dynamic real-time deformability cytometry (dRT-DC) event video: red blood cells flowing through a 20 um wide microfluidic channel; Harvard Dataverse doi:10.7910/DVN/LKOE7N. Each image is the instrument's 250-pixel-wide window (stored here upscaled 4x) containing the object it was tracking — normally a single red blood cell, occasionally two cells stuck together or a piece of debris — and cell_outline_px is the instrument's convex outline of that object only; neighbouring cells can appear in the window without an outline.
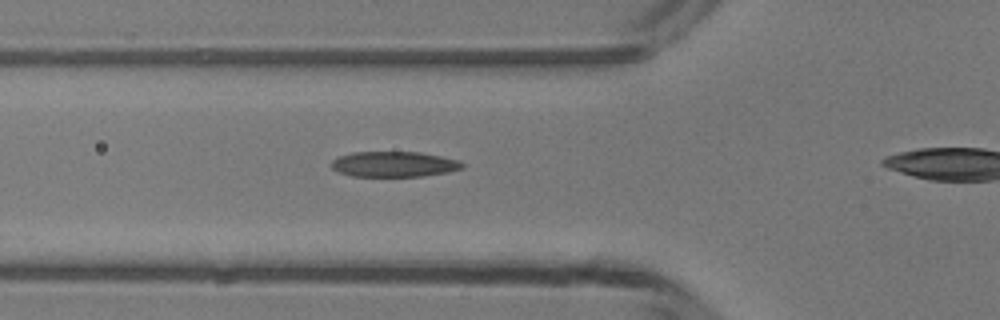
{"species": "common noctule bat (a hibernating species)", "species_latin": "Nyctalus noctula", "temperature_condition": "room temperature", "stored_images_in_passage": 25, "camera_frame_rate_fps": 3000, "um_per_image_px": 0.085, "animal": {"sex": "male", "body_mass_g": 13.3}, "frame": {"image": 1, "passage_image": 2, "time_ms": 0.333, "image_size_px": [1000, 320], "cell_outline_px": [[464, 168], [448, 172], [424, 176], [352, 176], [340, 172], [332, 168], [328, 164], [332, 160], [340, 156], [352, 152], [420, 152], [460, 160], [464, 164]], "centroid_in_image_um": [33.5, 13.95], "position_along_channel_um": 92.3, "area_um2": 19.48}}
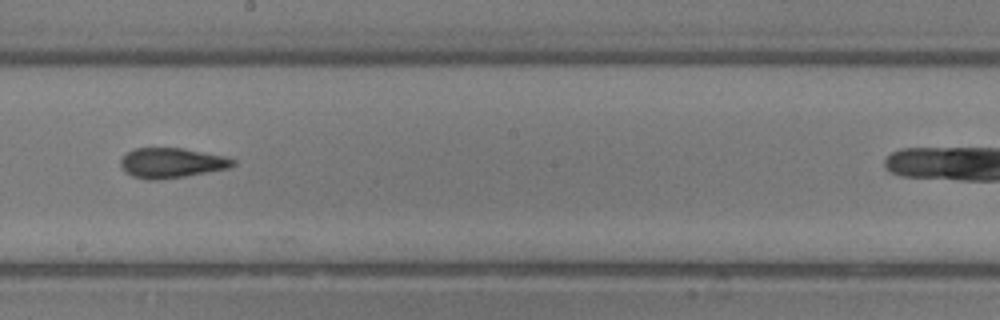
{"frame": {"image": 2, "passage_image": 12, "time_ms": 3.667, "image_size_px": [1000, 320], "cell_outline_px": [[236, 164], [228, 168], [184, 176], [156, 180], [148, 180], [132, 176], [124, 172], [120, 164], [120, 160], [128, 152], [136, 148], [180, 148], [228, 156], [236, 160]], "centroid_in_image_um": [14.59, 13.84], "position_along_channel_um": 233.6, "area_um2": 19.59}}
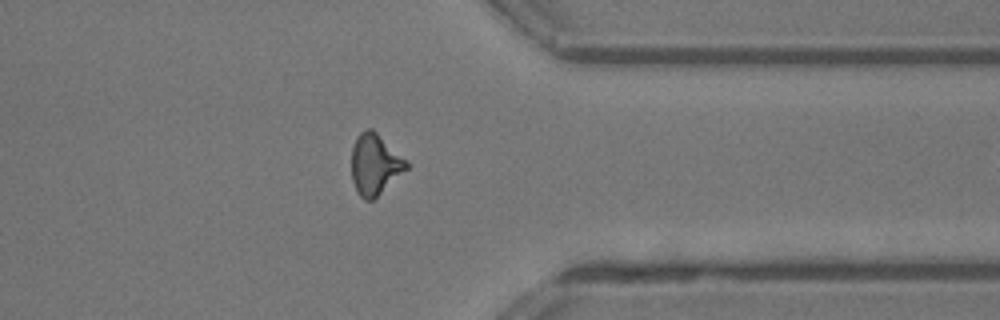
{"frame": {"image": 3, "passage_image": 23, "time_ms": 7.333, "image_size_px": [1000, 320], "cell_outline_px": [[412, 164], [408, 168], [372, 200], [364, 200], [360, 196], [352, 180], [352, 148], [356, 136], [360, 132], [368, 128], [372, 128], [408, 160]], "centroid_in_image_um": [31.89, 13.94], "position_along_channel_um": 379.5, "area_um2": 19.48}}